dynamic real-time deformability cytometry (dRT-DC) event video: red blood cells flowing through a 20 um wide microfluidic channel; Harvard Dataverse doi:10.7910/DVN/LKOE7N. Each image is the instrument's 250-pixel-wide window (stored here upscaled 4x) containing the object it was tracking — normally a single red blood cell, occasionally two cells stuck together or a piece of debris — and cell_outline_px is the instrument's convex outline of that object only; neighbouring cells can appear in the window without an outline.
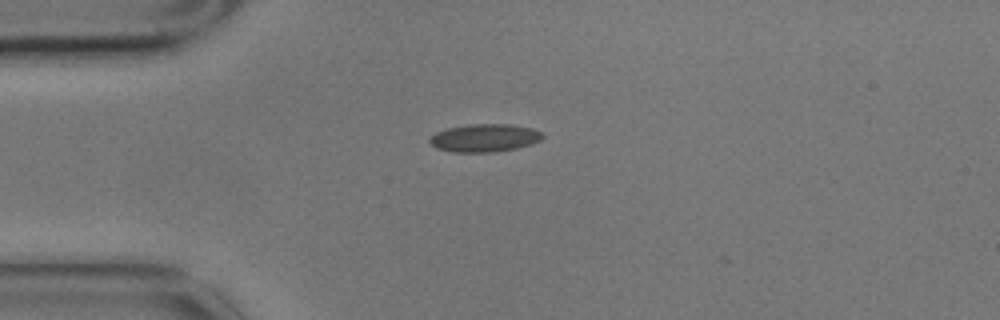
{"species": "common noctule bat (a hibernating species)", "species_latin": "Nyctalus noctula", "temperature_condition": "cold", "stored_images_in_passage": 2, "camera_frame_rate_fps": 3000, "um_per_image_px": 0.085, "animal": {"sex": "male", "body_mass_g": 17.9}, "frame": {"image": 1, "passage_image": 1, "time_ms": 0.0, "image_size_px": [1000, 320], "cell_outline_px": [[544, 136], [540, 140], [516, 148], [496, 152], [452, 152], [436, 148], [428, 140], [436, 132], [448, 128], [468, 124], [512, 124], [532, 128], [540, 132]], "centroid_in_image_um": [41.17, 11.72], "position_along_channel_um": 43.8, "area_um2": 18.26}}